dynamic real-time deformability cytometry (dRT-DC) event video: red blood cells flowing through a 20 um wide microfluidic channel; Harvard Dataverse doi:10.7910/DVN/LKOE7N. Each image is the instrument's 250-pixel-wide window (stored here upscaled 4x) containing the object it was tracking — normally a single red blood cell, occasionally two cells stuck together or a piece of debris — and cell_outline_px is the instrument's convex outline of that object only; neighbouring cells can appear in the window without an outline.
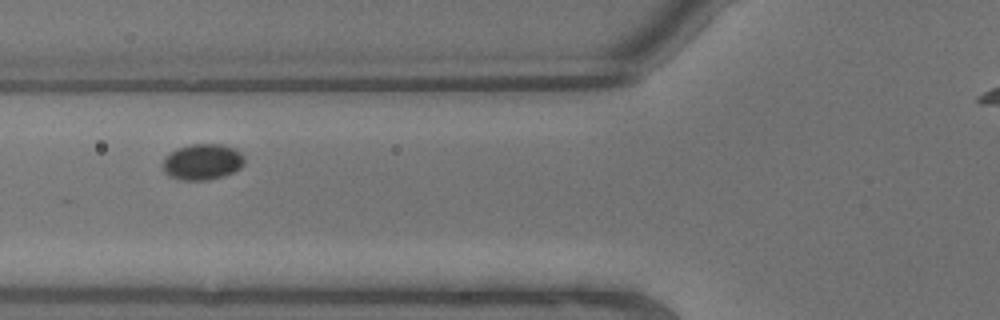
{"species": "common noctule bat (a hibernating species)", "species_latin": "Nyctalus noctula", "temperature_condition": "warm", "stored_images_in_passage": 3, "camera_frame_rate_fps": 3000, "um_per_image_px": 0.085, "animal": {"sex": "male", "body_mass_g": 13.3}, "frame": {"image": 1, "passage_image": 2, "time_ms": 0.333, "image_size_px": [1000, 320], "cell_outline_px": [[244, 164], [240, 168], [224, 176], [208, 180], [180, 180], [168, 176], [164, 172], [164, 160], [176, 148], [192, 144], [220, 144], [236, 148], [244, 156]], "centroid_in_image_um": [17.24, 13.76], "position_along_channel_um": 108.6, "area_um2": 17.11}}
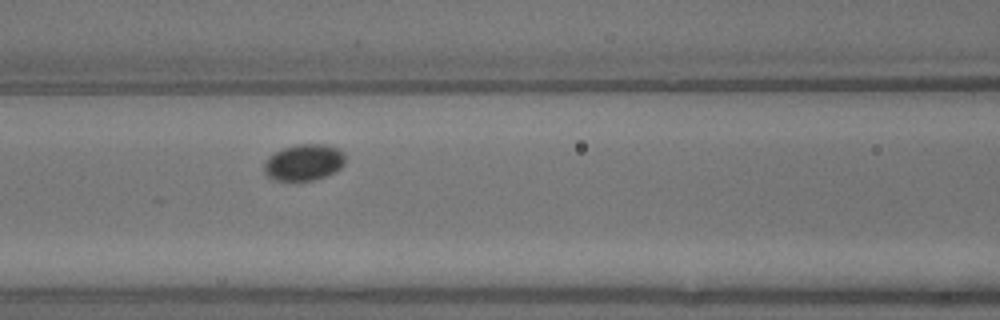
{"frame": {"image": 2, "passage_image": 3, "time_ms": 0.667, "image_size_px": [1000, 320], "cell_outline_px": [[344, 164], [336, 172], [328, 176], [312, 180], [272, 180], [264, 172], [264, 160], [268, 156], [280, 148], [296, 144], [324, 144], [336, 148], [344, 152]], "centroid_in_image_um": [25.81, 13.79], "position_along_channel_um": 140.8, "area_um2": 17.46}}